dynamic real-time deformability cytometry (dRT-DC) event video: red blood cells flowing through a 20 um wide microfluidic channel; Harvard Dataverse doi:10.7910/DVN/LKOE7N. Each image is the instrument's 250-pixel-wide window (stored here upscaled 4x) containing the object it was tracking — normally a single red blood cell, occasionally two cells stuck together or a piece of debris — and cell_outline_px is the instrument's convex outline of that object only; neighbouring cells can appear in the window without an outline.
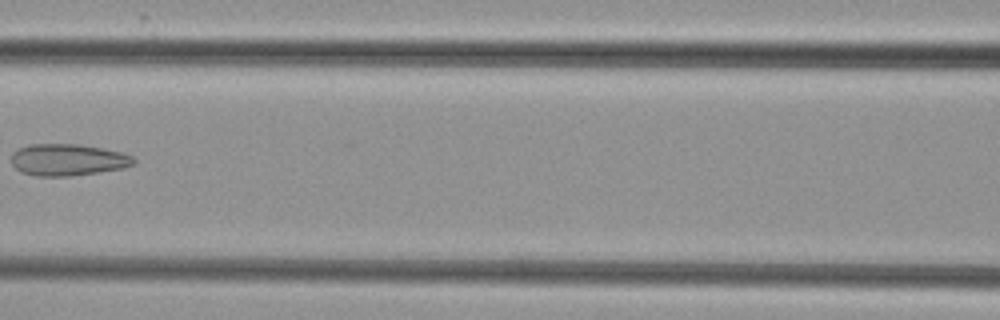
{"species": "common noctule bat (a hibernating species)", "species_latin": "Nyctalus noctula", "temperature_condition": "cold", "stored_images_in_passage": 7, "camera_frame_rate_fps": 3000, "um_per_image_px": 0.085, "animal": {"sex": "female", "body_mass_g": 29.2, "forearm_length_mm": 56.3}, "frame": {"image": 1, "passage_image": 6, "time_ms": 7.0, "image_size_px": [1000, 320], "cell_outline_px": [[136, 164], [124, 168], [72, 176], [36, 176], [20, 172], [12, 164], [12, 152], [16, 148], [32, 144], [80, 144], [104, 148], [120, 152], [132, 156], [136, 160]], "centroid_in_image_um": [5.77, 13.58], "position_along_channel_um": 160.8, "area_um2": 22.89}}
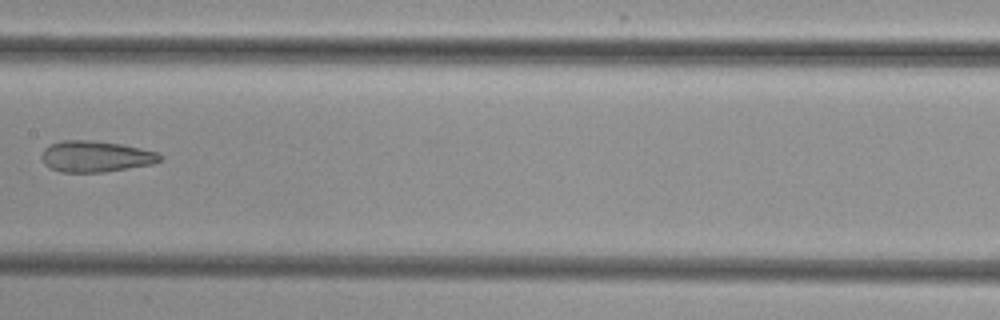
{"frame": {"image": 2, "passage_image": 7, "time_ms": 8.0, "image_size_px": [1000, 320], "cell_outline_px": [[160, 160], [152, 164], [104, 172], [60, 172], [44, 164], [40, 156], [44, 148], [48, 144], [60, 140], [88, 140], [120, 144], [140, 148], [156, 152], [160, 156]], "centroid_in_image_um": [8.06, 13.29], "position_along_channel_um": 199.3, "area_um2": 21.39}}